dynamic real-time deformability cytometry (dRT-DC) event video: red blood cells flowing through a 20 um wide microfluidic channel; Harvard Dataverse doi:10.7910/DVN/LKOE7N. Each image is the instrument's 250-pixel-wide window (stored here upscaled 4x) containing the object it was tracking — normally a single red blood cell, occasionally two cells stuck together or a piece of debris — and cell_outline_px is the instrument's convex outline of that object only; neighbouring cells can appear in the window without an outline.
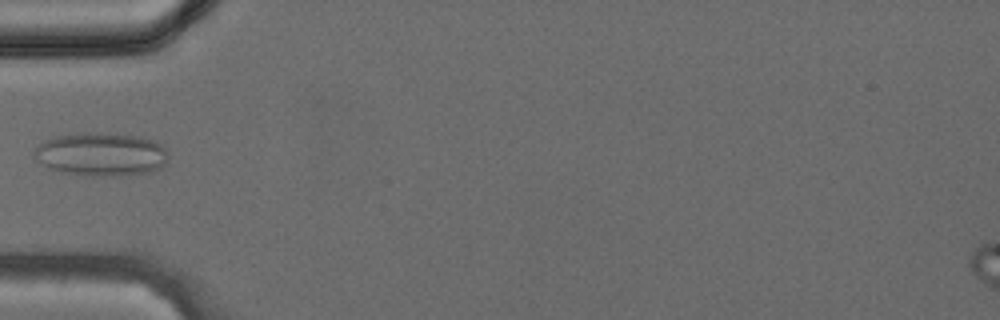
{"species": "common noctule bat (a hibernating species)", "species_latin": "Nyctalus noctula", "temperature_condition": "cold", "stored_images_in_passage": 24, "camera_frame_rate_fps": 3000, "um_per_image_px": 0.085, "animal": {"sex": "female", "body_mass_g": 24.6, "forearm_length_mm": 56.2}, "frame": {"image": 1, "passage_image": 1, "time_ms": 0.0, "image_size_px": [1000, 320], "cell_outline_px": [[168, 160], [160, 168], [148, 172], [120, 176], [92, 176], [64, 172], [48, 168], [36, 160], [32, 156], [32, 152], [44, 140], [56, 136], [84, 132], [100, 132], [140, 136], [152, 140], [160, 144], [168, 152]], "centroid_in_image_um": [8.58, 13.11], "position_along_channel_um": 76.4, "area_um2": 34.22}}